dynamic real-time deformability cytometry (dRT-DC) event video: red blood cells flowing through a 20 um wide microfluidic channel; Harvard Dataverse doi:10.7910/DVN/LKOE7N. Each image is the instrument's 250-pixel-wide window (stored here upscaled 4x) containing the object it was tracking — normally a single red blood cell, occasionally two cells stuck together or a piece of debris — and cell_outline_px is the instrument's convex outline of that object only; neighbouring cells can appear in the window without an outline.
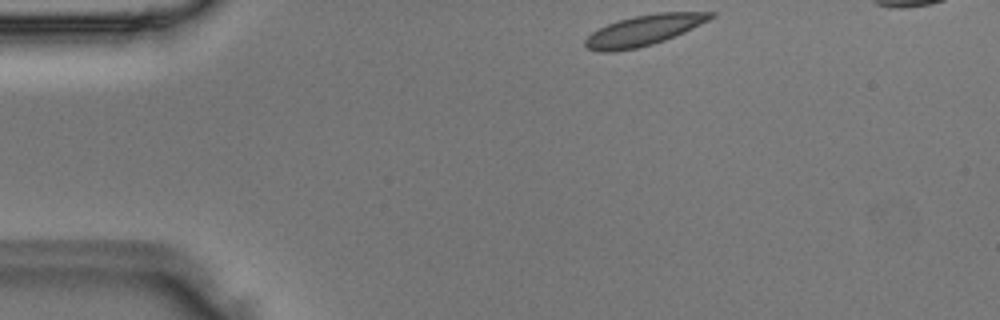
{"species": "Egyptian fruit bat (a non-hibernating species)", "species_latin": "Rousettus aegyptiacus", "temperature_condition": "room temperature", "stored_images_in_passage": 4, "camera_frame_rate_fps": 3000, "um_per_image_px": 0.085, "animal": {"sex": "male"}, "frame": {"image": 1, "passage_image": 1, "time_ms": 0.0, "image_size_px": [1000, 320], "cell_outline_px": [[716, 16], [684, 32], [664, 40], [652, 44], [636, 48], [612, 52], [600, 52], [588, 48], [584, 44], [584, 40], [592, 32], [608, 24], [632, 16], [656, 12], [716, 12]], "centroid_in_image_um": [54.72, 2.57], "position_along_channel_um": 30.3, "area_um2": 22.14}}